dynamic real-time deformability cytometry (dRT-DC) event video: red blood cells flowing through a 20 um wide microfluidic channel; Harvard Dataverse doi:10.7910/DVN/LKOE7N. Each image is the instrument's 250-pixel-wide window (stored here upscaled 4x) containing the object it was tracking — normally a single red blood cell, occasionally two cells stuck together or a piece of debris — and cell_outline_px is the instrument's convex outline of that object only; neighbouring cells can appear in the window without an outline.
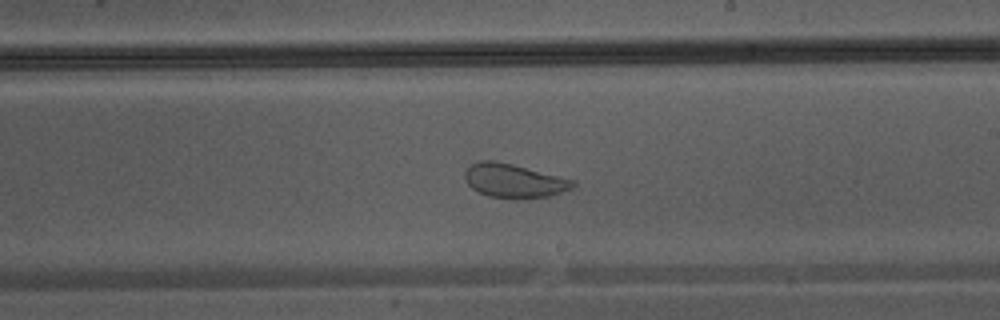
{"species": "Egyptian fruit bat (a non-hibernating species)", "species_latin": "Rousettus aegyptiacus", "temperature_condition": "warm", "stored_images_in_passage": 46, "camera_frame_rate_fps": 3000, "um_per_image_px": 0.085, "animal": {"sex": "male"}, "frame": {"image": 1, "passage_image": 27, "time_ms": 8.667, "image_size_px": [1000, 320], "cell_outline_px": [[576, 184], [572, 188], [548, 196], [488, 196], [472, 188], [464, 180], [464, 172], [472, 164], [480, 160], [496, 160], [576, 180]], "centroid_in_image_um": [43.66, 15.31], "position_along_channel_um": 245.3, "area_um2": 20.63}}